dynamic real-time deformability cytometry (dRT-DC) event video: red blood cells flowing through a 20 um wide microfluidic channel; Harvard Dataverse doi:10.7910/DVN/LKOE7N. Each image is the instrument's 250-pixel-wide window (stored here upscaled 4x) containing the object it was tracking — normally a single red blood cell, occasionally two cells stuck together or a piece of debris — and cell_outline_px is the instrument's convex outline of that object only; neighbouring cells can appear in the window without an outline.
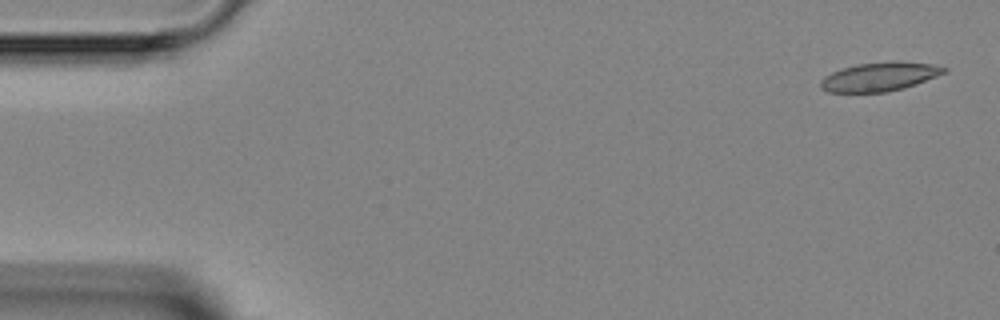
{"species": "Egyptian fruit bat (a non-hibernating species)", "species_latin": "Rousettus aegyptiacus", "temperature_condition": "room temperature", "stored_images_in_passage": 4, "camera_frame_rate_fps": 3000, "um_per_image_px": 0.085, "animal": {"sex": "female"}, "frame": {"image": 1, "passage_image": 1, "time_ms": 0.0, "image_size_px": [1000, 320], "cell_outline_px": [[948, 72], [916, 84], [904, 88], [884, 92], [828, 92], [820, 88], [820, 80], [824, 76], [840, 68], [856, 64], [892, 60], [896, 60], [932, 64], [948, 68]], "centroid_in_image_um": [74.77, 6.5], "position_along_channel_um": 10.2, "area_um2": 21.1}}